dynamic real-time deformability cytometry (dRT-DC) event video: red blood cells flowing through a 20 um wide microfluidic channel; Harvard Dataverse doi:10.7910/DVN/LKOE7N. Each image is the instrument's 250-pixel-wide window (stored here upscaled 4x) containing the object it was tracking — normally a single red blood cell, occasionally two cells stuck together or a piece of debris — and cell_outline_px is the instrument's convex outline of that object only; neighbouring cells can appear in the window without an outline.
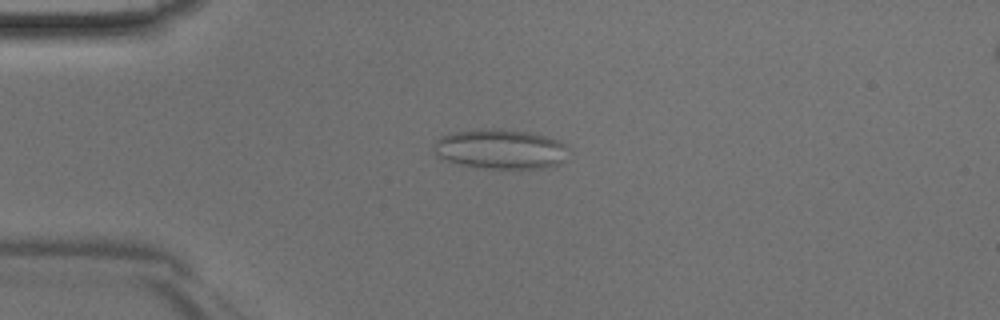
{"species": "Egyptian fruit bat (a non-hibernating species)", "species_latin": "Rousettus aegyptiacus", "temperature_condition": "room temperature", "stored_images_in_passage": 45, "camera_frame_rate_fps": 3000, "um_per_image_px": 0.085, "animal": {"sex": "male"}, "frame": {"image": 1, "passage_image": 11, "time_ms": 3.333, "image_size_px": [1000, 320], "cell_outline_px": [[572, 152], [560, 164], [548, 168], [488, 168], [460, 164], [448, 160], [440, 156], [436, 152], [432, 144], [440, 136], [456, 132], [484, 128], [496, 128], [528, 132], [560, 140], [568, 144]], "centroid_in_image_um": [42.65, 12.66], "position_along_channel_um": 42.4, "area_um2": 31.44}}
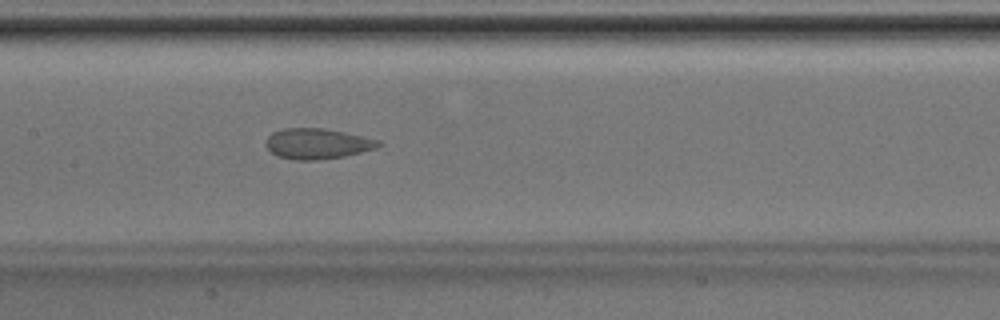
{"frame": {"image": 2, "passage_image": 22, "time_ms": 7.0, "image_size_px": [1000, 320], "cell_outline_px": [[384, 144], [376, 148], [344, 156], [316, 160], [296, 160], [276, 156], [264, 144], [268, 136], [272, 132], [284, 128], [324, 128], [344, 132], [380, 140]], "centroid_in_image_um": [26.96, 12.21], "position_along_channel_um": 180.4, "area_um2": 20.06}}
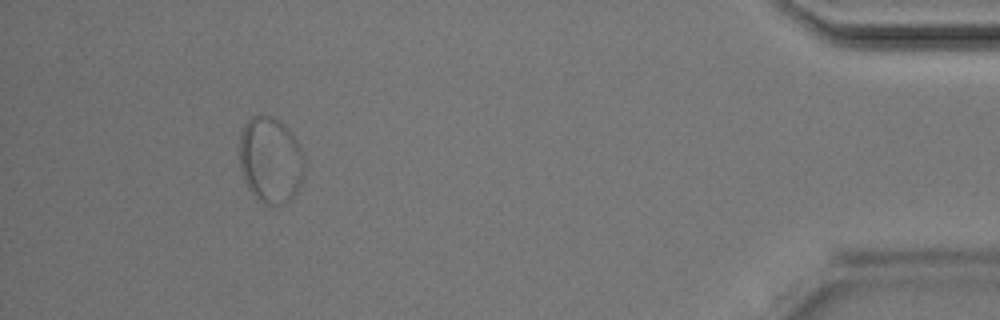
{"frame": {"image": 3, "passage_image": 42, "time_ms": 13.667, "image_size_px": [1000, 320], "cell_outline_px": [[304, 164], [300, 184], [292, 200], [284, 204], [264, 204], [256, 200], [248, 188], [244, 180], [240, 168], [240, 132], [244, 124], [252, 116], [272, 116], [300, 144]], "centroid_in_image_um": [22.96, 13.65], "position_along_channel_um": 412.2, "area_um2": 32.37}}